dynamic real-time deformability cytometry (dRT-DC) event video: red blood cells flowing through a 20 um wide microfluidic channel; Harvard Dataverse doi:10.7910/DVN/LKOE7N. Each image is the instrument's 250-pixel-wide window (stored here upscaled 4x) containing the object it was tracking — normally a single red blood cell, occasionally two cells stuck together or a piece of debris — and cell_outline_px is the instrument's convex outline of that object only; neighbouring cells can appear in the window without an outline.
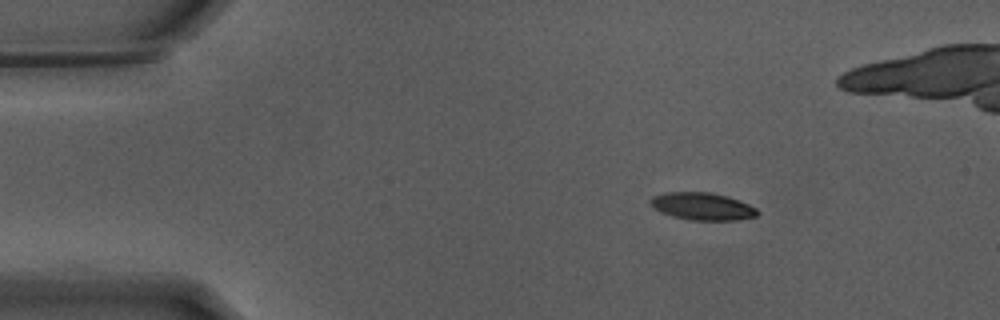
{"species": "Egyptian fruit bat (a non-hibernating species)", "species_latin": "Rousettus aegyptiacus", "temperature_condition": "warm", "stored_images_in_passage": 43, "camera_frame_rate_fps": 3000, "um_per_image_px": 0.085, "animal": {"sex": "male"}, "frame": {"image": 1, "passage_image": 1, "time_ms": 0.0, "image_size_px": [1000, 320], "cell_outline_px": [[760, 212], [756, 216], [736, 220], [688, 220], [672, 216], [660, 212], [652, 208], [652, 196], [668, 192], [708, 192], [728, 196], [748, 204], [756, 208]], "centroid_in_image_um": [59.7, 17.54], "position_along_channel_um": 25.3, "area_um2": 17.05}}
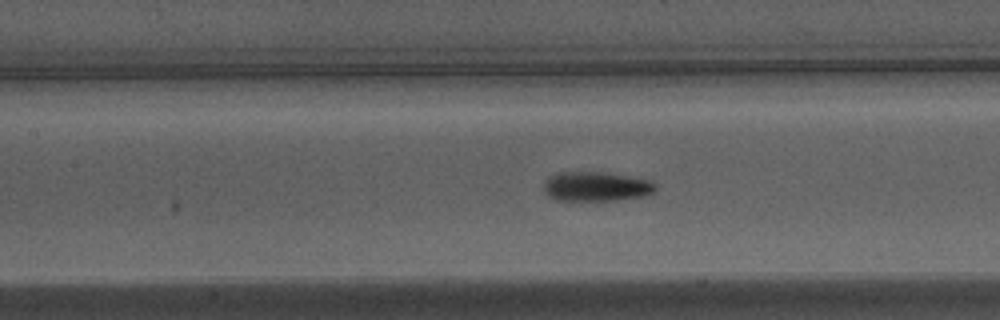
{"frame": {"image": 2, "passage_image": 17, "time_ms": 5.333, "image_size_px": [1000, 320], "cell_outline_px": [[656, 188], [652, 192], [640, 196], [616, 200], [556, 200], [548, 196], [544, 192], [544, 180], [548, 176], [560, 172], [604, 172], [648, 180], [656, 184]], "centroid_in_image_um": [50.59, 15.84], "position_along_channel_um": 156.8, "area_um2": 19.02}}
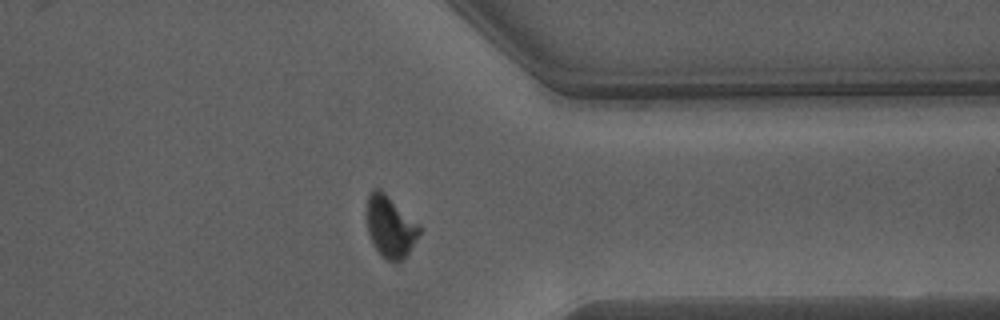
{"frame": {"image": 3, "passage_image": 35, "time_ms": 11.333, "image_size_px": [1000, 320], "cell_outline_px": [[420, 232], [408, 252], [400, 260], [384, 260], [380, 256], [372, 244], [368, 232], [368, 192], [376, 188], [380, 188], [420, 224]], "centroid_in_image_um": [33.16, 19.25], "position_along_channel_um": 378.2, "area_um2": 18.67}, "authors_computed_cell_mechanics": {"area_um2": 18.785, "velocity_mm_per_s": 3.8166, "shape_relaxation_time_tau1_ms": 2.9774, "shape_relaxation_time_tau2_ms": 1.7965, "deformation_change_tau1": 0.1672, "deformation_change_tau2": 0.0754}}